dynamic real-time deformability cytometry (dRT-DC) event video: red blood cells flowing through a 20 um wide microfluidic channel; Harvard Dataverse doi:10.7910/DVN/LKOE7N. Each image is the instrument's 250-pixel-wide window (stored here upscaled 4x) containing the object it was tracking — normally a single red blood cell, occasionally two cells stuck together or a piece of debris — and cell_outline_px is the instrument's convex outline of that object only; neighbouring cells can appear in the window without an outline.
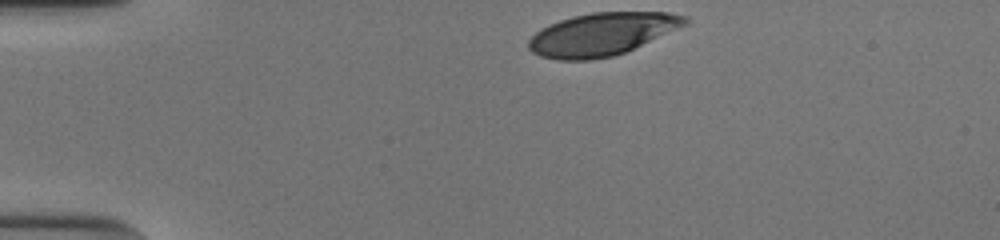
{"species": "human", "species_latin": "Homo sapiens", "temperature_condition": "cold", "stored_images_in_passage": 34, "camera_frame_rate_fps": 3000, "um_per_image_px": 0.085, "donor": {"sex": "male"}, "frame": {"image": 1, "passage_image": 1, "time_ms": 0.0, "image_size_px": [1000, 240], "cell_outline_px": [[688, 24], [624, 52], [612, 56], [588, 60], [556, 60], [540, 56], [532, 52], [528, 48], [528, 40], [540, 28], [548, 24], [572, 16], [592, 12], [668, 12], [688, 16]], "centroid_in_image_um": [51.14, 2.9], "position_along_channel_um": 33.9, "area_um2": 38.9}}
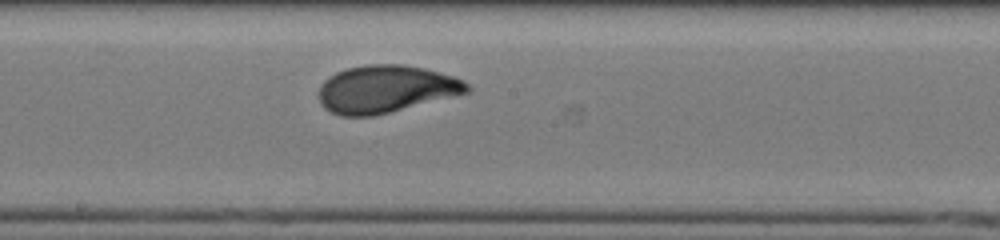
{"frame": {"image": 2, "passage_image": 20, "time_ms": 6.333, "image_size_px": [1000, 240], "cell_outline_px": [[472, 88], [468, 92], [372, 116], [340, 116], [324, 108], [320, 104], [316, 96], [320, 84], [328, 76], [336, 72], [348, 68], [368, 64], [400, 64], [424, 68], [452, 76], [464, 80]], "centroid_in_image_um": [32.72, 7.56], "position_along_channel_um": 215.5, "area_um2": 40.92}}
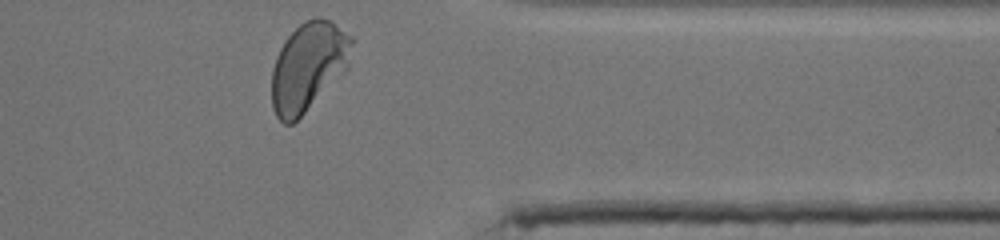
{"frame": {"image": 3, "passage_image": 34, "time_ms": 11.0, "image_size_px": [1000, 240], "cell_outline_px": [[352, 44], [348, 68], [292, 124], [284, 124], [276, 116], [272, 108], [272, 68], [276, 56], [280, 48], [288, 36], [304, 20], [316, 16], [320, 16], [328, 20], [352, 36]], "centroid_in_image_um": [26.18, 5.64], "position_along_channel_um": 385.2, "area_um2": 40.92}, "authors_computed_cell_mechanics": {"area_um2": 40.6045, "velocity_mm_per_s": 3.8215, "shape_relaxation_time_tau1_ms": 3.423, "shape_relaxation_time_tau2_ms": null, "deformation_change_tau1": 0.1692, "deformation_change_tau2": null}}